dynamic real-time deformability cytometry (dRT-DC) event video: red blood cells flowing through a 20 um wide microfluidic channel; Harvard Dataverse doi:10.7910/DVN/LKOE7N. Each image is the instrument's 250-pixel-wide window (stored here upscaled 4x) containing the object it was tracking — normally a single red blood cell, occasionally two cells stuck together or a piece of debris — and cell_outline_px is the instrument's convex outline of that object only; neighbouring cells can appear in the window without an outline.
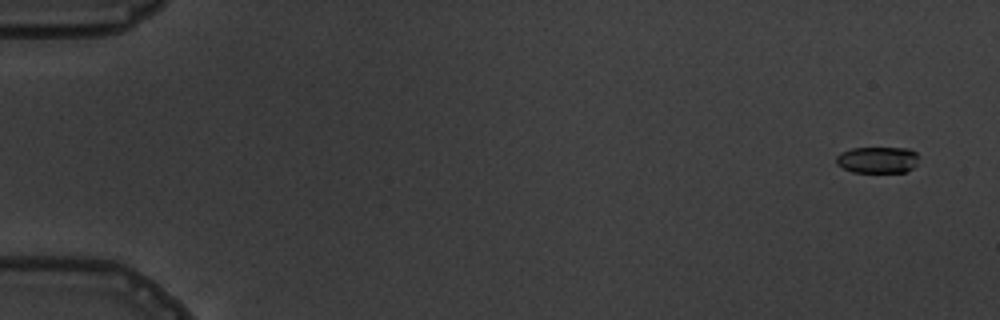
{"species": "common noctule bat (a hibernating species)", "species_latin": "Nyctalus noctula", "temperature_condition": "warm", "stored_images_in_passage": 6, "camera_frame_rate_fps": 3000, "um_per_image_px": 0.085, "animal": {"sex": "male", "body_mass_g": 19.5, "forearm_length_mm": 54.6}, "frame": {"image": 1, "passage_image": 1, "time_ms": 0.0, "image_size_px": [1000, 320], "cell_outline_px": [[916, 164], [908, 172], [852, 172], [836, 164], [836, 156], [840, 152], [852, 148], [908, 148], [916, 152]], "centroid_in_image_um": [74.56, 13.59], "position_along_channel_um": 10.4, "area_um2": 12.72}}
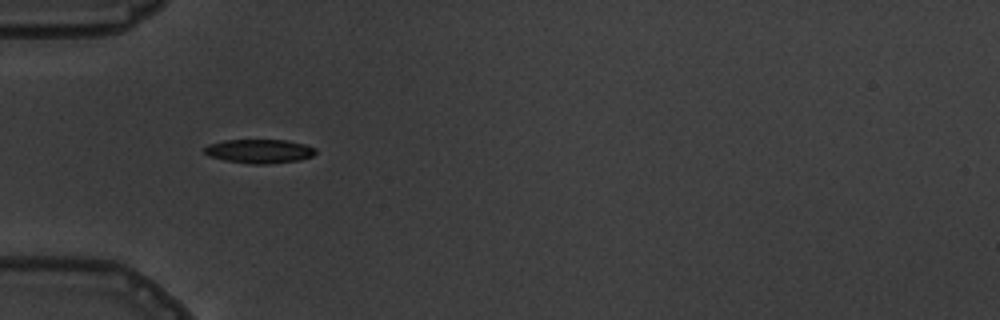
{"frame": {"image": 2, "passage_image": 5, "time_ms": 5.333, "image_size_px": [1000, 320], "cell_outline_px": [[316, 152], [312, 156], [300, 160], [268, 164], [252, 164], [224, 160], [208, 156], [204, 152], [204, 148], [208, 144], [224, 140], [284, 140], [304, 144], [316, 148]], "centroid_in_image_um": [22.03, 12.85], "position_along_channel_um": 63.0, "area_um2": 15.55}}